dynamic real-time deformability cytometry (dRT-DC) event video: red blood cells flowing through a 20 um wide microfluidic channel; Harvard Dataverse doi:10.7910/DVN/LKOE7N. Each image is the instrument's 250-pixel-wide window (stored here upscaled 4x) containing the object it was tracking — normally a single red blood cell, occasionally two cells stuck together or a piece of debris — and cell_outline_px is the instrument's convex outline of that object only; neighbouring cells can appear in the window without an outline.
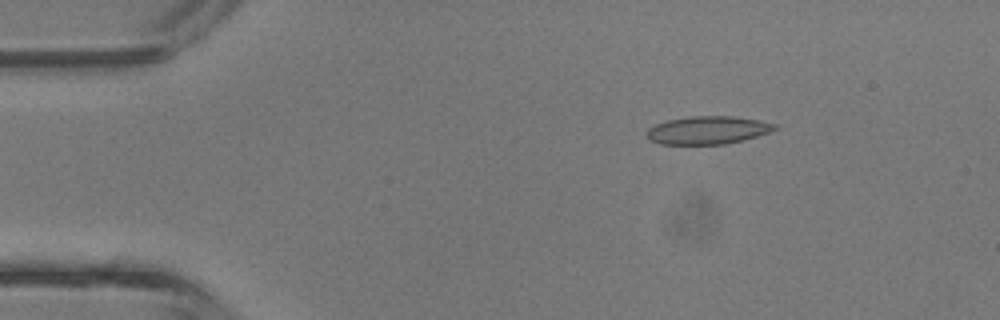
{"species": "common noctule bat (a hibernating species)", "species_latin": "Nyctalus noctula", "temperature_condition": "room temperature", "stored_images_in_passage": 12, "camera_frame_rate_fps": 3000, "um_per_image_px": 0.085, "animal": {"sex": "male", "body_mass_g": 13.3}, "frame": {"image": 1, "passage_image": 6, "time_ms": 1.667, "image_size_px": [1000, 320], "cell_outline_px": [[780, 128], [744, 140], [724, 144], [660, 144], [648, 140], [648, 128], [656, 124], [668, 120], [688, 116], [732, 116], [756, 120], [776, 124]], "centroid_in_image_um": [60.15, 11.06], "position_along_channel_um": 24.8, "area_um2": 20.75}}